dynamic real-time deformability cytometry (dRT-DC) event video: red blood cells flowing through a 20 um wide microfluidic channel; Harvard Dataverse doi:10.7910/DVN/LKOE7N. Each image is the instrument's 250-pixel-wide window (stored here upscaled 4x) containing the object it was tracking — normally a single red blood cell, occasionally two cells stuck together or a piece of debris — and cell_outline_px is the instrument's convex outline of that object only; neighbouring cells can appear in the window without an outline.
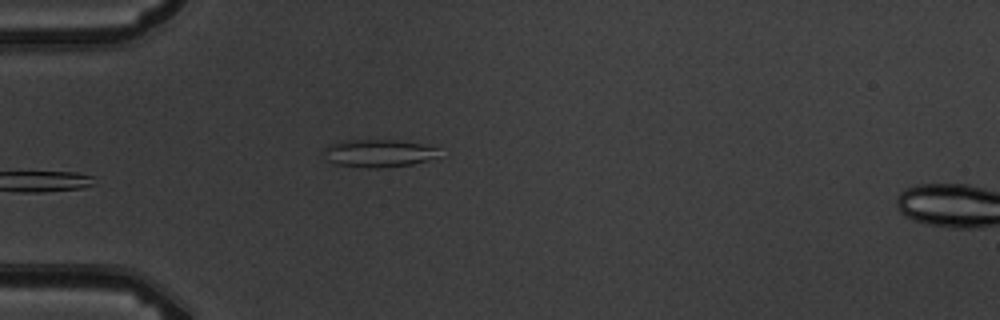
{"species": "common noctule bat (a hibernating species)", "species_latin": "Nyctalus noctula", "temperature_condition": "warm", "stored_images_in_passage": 4, "camera_frame_rate_fps": 3000, "um_per_image_px": 0.085, "animal": {"sex": "male", "body_mass_g": 19.5, "forearm_length_mm": 54.6}, "frame": {"image": 1, "passage_image": 3, "time_ms": 3.0, "image_size_px": [1000, 320], "cell_outline_px": [[436, 156], [412, 164], [376, 168], [364, 168], [336, 164], [324, 160], [320, 152], [328, 144], [344, 140], [392, 140], [420, 144], [436, 148]], "centroid_in_image_um": [31.98, 13.03], "position_along_channel_um": 53.0, "area_um2": 18.5}}